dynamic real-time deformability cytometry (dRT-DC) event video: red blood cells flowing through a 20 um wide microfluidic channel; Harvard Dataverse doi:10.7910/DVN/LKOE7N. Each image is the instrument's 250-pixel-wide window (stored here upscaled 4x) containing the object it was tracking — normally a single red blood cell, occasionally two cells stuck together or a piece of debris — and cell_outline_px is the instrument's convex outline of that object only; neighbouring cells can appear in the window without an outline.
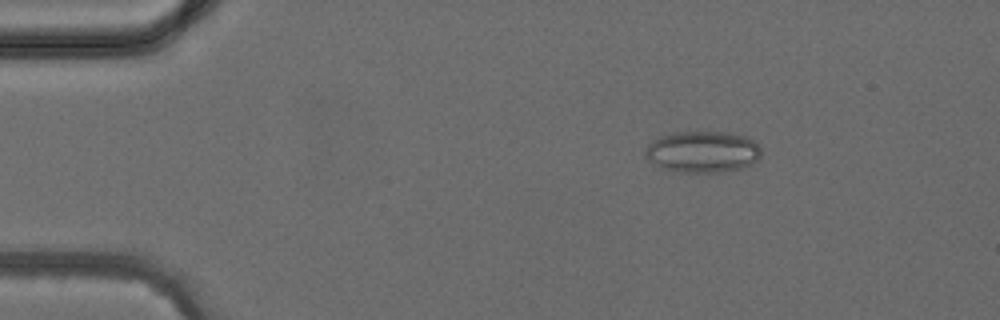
{"species": "common noctule bat (a hibernating species)", "species_latin": "Nyctalus noctula", "temperature_condition": "cold", "stored_images_in_passage": 2, "camera_frame_rate_fps": 3000, "um_per_image_px": 0.085, "animal": {"sex": "female", "body_mass_g": 24.6, "forearm_length_mm": 56.2}, "frame": {"image": 1, "passage_image": 1, "time_ms": 0.0, "image_size_px": [1000, 320], "cell_outline_px": [[760, 156], [752, 164], [740, 168], [720, 172], [680, 172], [664, 168], [648, 160], [644, 156], [644, 148], [652, 140], [660, 136], [672, 132], [728, 132], [748, 136], [760, 148]], "centroid_in_image_um": [59.69, 12.89], "position_along_channel_um": 25.3, "area_um2": 28.09}}